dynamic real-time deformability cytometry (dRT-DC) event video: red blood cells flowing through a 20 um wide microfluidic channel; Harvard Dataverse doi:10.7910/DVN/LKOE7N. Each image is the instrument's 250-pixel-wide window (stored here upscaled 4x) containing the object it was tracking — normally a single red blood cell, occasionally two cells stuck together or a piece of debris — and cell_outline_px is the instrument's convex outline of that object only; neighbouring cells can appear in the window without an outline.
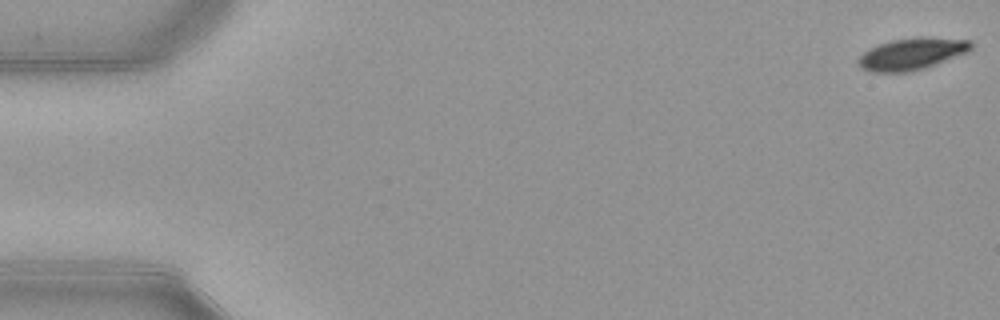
{"species": "common noctule bat (a hibernating species)", "species_latin": "Nyctalus noctula", "temperature_condition": "warm", "stored_images_in_passage": 11, "camera_frame_rate_fps": 3000, "um_per_image_px": 0.085, "animal": {"sex": "female", "body_mass_g": 21.9}, "frame": {"image": 1, "passage_image": 1, "time_ms": 0.0, "image_size_px": [1000, 320], "cell_outline_px": [[972, 48], [964, 52], [924, 68], [908, 72], [872, 72], [860, 68], [856, 64], [856, 60], [868, 48], [892, 40], [920, 36], [972, 40]], "centroid_in_image_um": [77.43, 4.57], "position_along_channel_um": 7.6, "area_um2": 20.75}}